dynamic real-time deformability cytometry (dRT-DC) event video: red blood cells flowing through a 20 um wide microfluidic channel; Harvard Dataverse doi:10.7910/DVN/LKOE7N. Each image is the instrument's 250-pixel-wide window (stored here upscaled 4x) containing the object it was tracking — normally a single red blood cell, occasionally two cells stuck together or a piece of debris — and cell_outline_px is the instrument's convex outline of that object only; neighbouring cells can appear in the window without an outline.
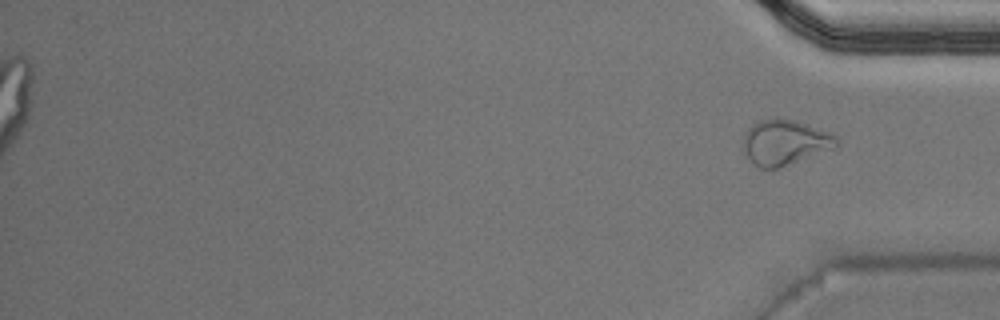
{"species": "Egyptian fruit bat (a non-hibernating species)", "species_latin": "Rousettus aegyptiacus", "temperature_condition": "warm", "stored_images_in_passage": 36, "camera_frame_rate_fps": 3000, "um_per_image_px": 0.085, "animal": {"sex": "male"}, "frame": {"image": 1, "passage_image": 36, "time_ms": 11.667, "image_size_px": [1000, 320], "cell_outline_px": [[836, 148], [780, 168], [760, 168], [748, 156], [744, 148], [744, 132], [752, 124], [760, 120], [792, 120], [832, 132], [836, 136]], "centroid_in_image_um": [66.75, 12.12], "position_along_channel_um": 368.5, "area_um2": 24.16}, "authors_computed_cell_mechanics": {"area_um2": 22.6865, "velocity_mm_per_s": 4.0267, "shape_relaxation_time_tau1_ms": 6.3486, "shape_relaxation_time_tau2_ms": 1.3085, "deformation_change_tau1": 0.2554, "deformation_change_tau2": 0.0793}}